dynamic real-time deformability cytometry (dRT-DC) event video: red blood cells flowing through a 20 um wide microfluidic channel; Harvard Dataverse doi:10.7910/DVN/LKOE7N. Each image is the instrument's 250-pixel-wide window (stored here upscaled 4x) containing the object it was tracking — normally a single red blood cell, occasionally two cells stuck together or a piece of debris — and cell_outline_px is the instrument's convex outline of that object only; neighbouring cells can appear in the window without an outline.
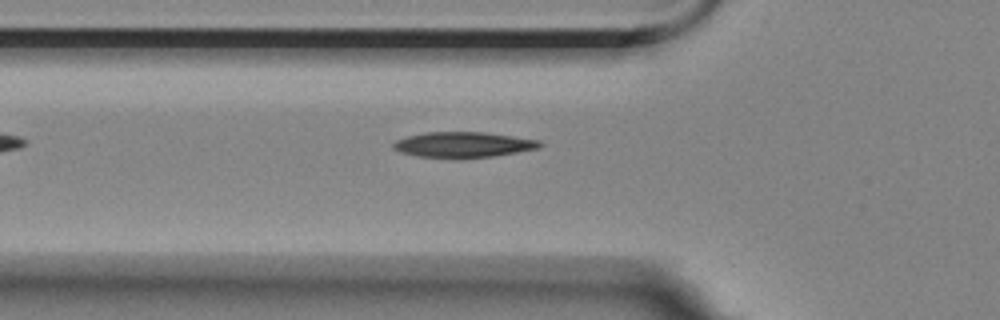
{"species": "Egyptian fruit bat (a non-hibernating species)", "species_latin": "Rousettus aegyptiacus", "temperature_condition": "room temperature", "stored_images_in_passage": 2, "camera_frame_rate_fps": 3000, "um_per_image_px": 0.085, "animal": {"sex": "female"}, "frame": {"image": 1, "passage_image": 2, "time_ms": 2.0, "image_size_px": [1000, 320], "cell_outline_px": [[544, 144], [540, 148], [492, 156], [416, 156], [400, 152], [392, 148], [392, 144], [396, 140], [408, 136], [424, 132], [484, 132], [540, 140]], "centroid_in_image_um": [39.38, 12.26], "position_along_channel_um": 86.4, "area_um2": 21.15}}